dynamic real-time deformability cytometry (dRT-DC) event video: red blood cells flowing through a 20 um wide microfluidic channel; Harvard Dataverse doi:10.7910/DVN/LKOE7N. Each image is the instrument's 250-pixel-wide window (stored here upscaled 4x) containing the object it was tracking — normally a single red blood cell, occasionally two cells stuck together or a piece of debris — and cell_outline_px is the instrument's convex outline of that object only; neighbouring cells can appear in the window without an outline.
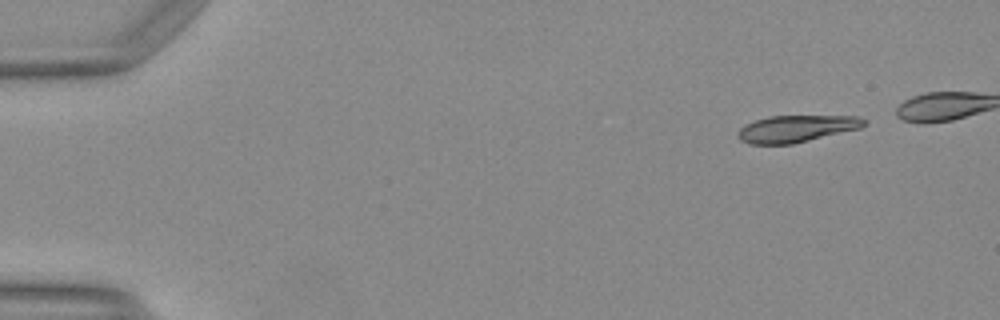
{"species": "Egyptian fruit bat (a non-hibernating species)", "species_latin": "Rousettus aegyptiacus", "temperature_condition": "warm", "stored_images_in_passage": 9, "camera_frame_rate_fps": 3000, "um_per_image_px": 0.085, "animal": {"sex": "female"}, "frame": {"image": 1, "passage_image": 1, "time_ms": 0.0, "image_size_px": [1000, 320], "cell_outline_px": [[864, 124], [860, 128], [792, 144], [748, 144], [740, 140], [736, 136], [736, 132], [744, 124], [768, 116], [860, 116], [864, 120]], "centroid_in_image_um": [67.61, 10.94], "position_along_channel_um": 17.4, "area_um2": 19.71}}